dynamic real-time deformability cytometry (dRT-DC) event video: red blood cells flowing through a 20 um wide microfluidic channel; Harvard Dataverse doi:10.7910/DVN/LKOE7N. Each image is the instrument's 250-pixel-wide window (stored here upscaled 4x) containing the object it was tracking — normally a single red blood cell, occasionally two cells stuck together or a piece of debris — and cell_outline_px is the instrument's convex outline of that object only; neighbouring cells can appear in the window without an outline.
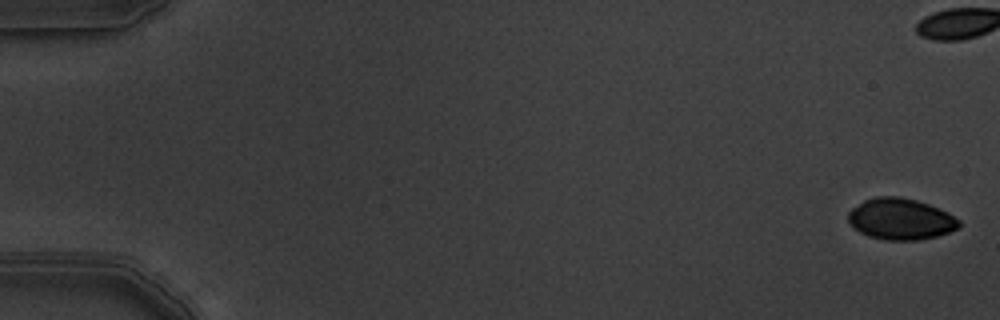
{"species": "common noctule bat (a hibernating species)", "species_latin": "Nyctalus noctula", "temperature_condition": "warm", "stored_images_in_passage": 5, "camera_frame_rate_fps": 3000, "um_per_image_px": 0.085, "animal": {"sex": "male", "body_mass_g": 19.5, "forearm_length_mm": 54.6}, "frame": {"image": 1, "passage_image": 1, "time_ms": 0.0, "image_size_px": [1000, 320], "cell_outline_px": [[960, 228], [936, 236], [916, 240], [884, 240], [868, 236], [860, 232], [848, 220], [848, 212], [852, 208], [864, 200], [876, 196], [900, 196], [916, 200], [928, 204], [948, 212], [960, 220]], "centroid_in_image_um": [76.56, 18.61], "position_along_channel_um": 8.4, "area_um2": 26.65}}